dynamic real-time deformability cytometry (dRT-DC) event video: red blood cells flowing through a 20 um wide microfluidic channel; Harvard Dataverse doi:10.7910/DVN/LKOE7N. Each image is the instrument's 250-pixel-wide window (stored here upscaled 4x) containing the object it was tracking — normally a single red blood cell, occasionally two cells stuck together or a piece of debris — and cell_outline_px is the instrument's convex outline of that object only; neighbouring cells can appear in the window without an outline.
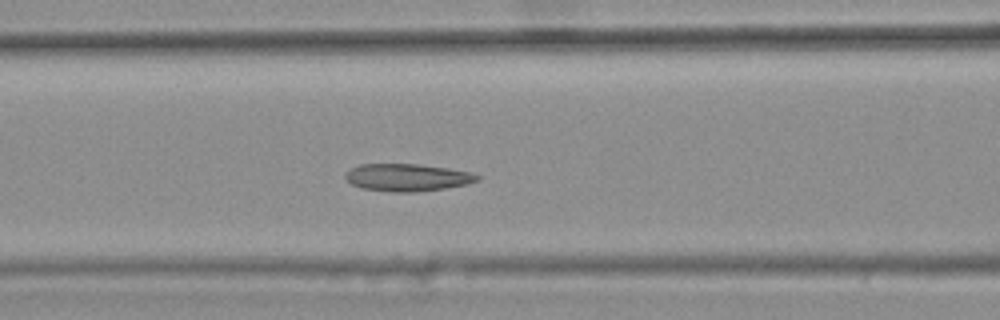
{"species": "common noctule bat (a hibernating species)", "species_latin": "Nyctalus noctula", "temperature_condition": "warm", "stored_images_in_passage": 30, "camera_frame_rate_fps": 3000, "um_per_image_px": 0.085, "animal": {"sex": "female", "body_mass_g": 25.1}, "frame": {"image": 1, "passage_image": 5, "time_ms": 1.333, "image_size_px": [1000, 320], "cell_outline_px": [[480, 180], [468, 184], [444, 188], [412, 192], [392, 192], [360, 188], [352, 184], [344, 176], [352, 168], [360, 164], [416, 164], [448, 168], [468, 172], [480, 176]], "centroid_in_image_um": [34.62, 15.09], "position_along_channel_um": 132.0, "area_um2": 20.87}, "authors_computed_cell_mechanics": {"area_um2": 20.4323, "velocity_mm_per_s": 3.6568, "shape_relaxation_time_tau1_ms": null, "shape_relaxation_time_tau2_ms": 2.8455, "deformation_change_tau1": null, "deformation_change_tau2": 0.0478}}